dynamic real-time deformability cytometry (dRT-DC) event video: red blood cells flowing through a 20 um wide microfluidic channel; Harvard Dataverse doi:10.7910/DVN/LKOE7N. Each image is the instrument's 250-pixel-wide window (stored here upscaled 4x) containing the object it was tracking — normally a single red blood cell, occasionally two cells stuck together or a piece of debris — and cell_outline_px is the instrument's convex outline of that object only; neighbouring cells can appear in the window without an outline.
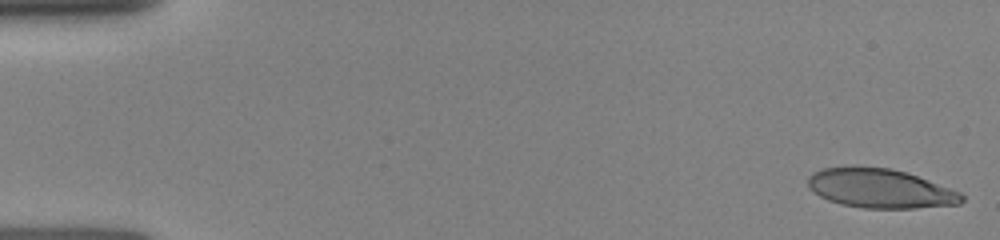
{"species": "human", "species_latin": "Homo sapiens", "temperature_condition": "room temperature", "stored_images_in_passage": 25, "camera_frame_rate_fps": 3000, "um_per_image_px": 0.085, "donor": {"sex": "female"}, "frame": {"image": 1, "passage_image": 1, "time_ms": 0.0, "image_size_px": [1000, 240], "cell_outline_px": [[964, 200], [960, 204], [916, 208], [864, 208], [840, 204], [828, 200], [820, 196], [808, 188], [808, 176], [812, 172], [824, 168], [852, 164], [856, 164], [888, 168], [908, 172], [960, 192], [964, 196]], "centroid_in_image_um": [74.77, 15.99], "position_along_channel_um": 10.2, "area_um2": 35.78}}
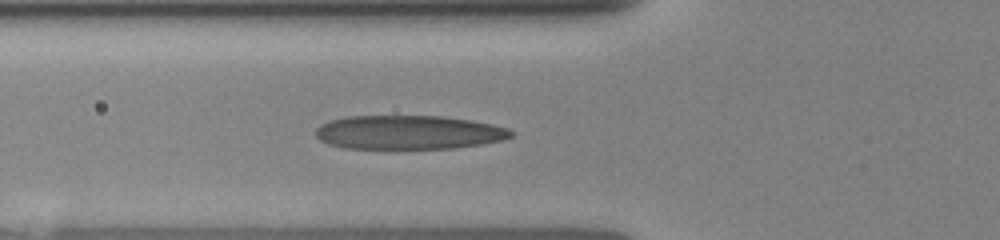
{"frame": {"image": 2, "passage_image": 18, "time_ms": 5.333, "image_size_px": [1000, 240], "cell_outline_px": [[512, 136], [504, 140], [484, 144], [456, 148], [344, 148], [328, 144], [320, 140], [316, 136], [316, 128], [320, 124], [328, 120], [344, 116], [444, 116], [472, 120], [492, 124], [508, 128], [512, 132]], "centroid_in_image_um": [34.73, 11.24], "position_along_channel_um": 91.1, "area_um2": 38.9}}
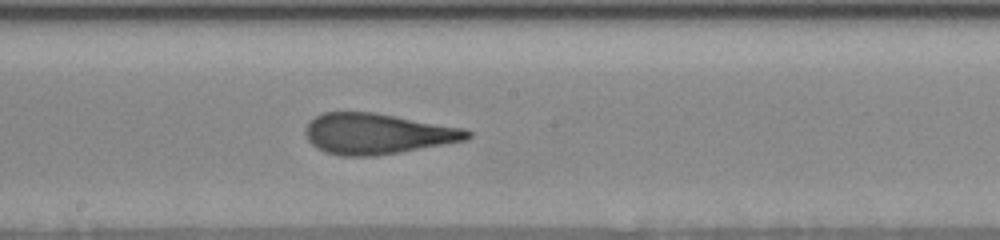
{"frame": {"image": 3, "passage_image": 25, "time_ms": 8.333, "image_size_px": [1000, 240], "cell_outline_px": [[472, 136], [468, 140], [400, 152], [376, 156], [340, 156], [324, 152], [316, 148], [308, 140], [304, 132], [304, 128], [316, 116], [324, 112], [372, 112], [396, 116], [464, 128], [472, 132]], "centroid_in_image_um": [32.07, 11.38], "position_along_channel_um": 216.1, "area_um2": 38.49}}